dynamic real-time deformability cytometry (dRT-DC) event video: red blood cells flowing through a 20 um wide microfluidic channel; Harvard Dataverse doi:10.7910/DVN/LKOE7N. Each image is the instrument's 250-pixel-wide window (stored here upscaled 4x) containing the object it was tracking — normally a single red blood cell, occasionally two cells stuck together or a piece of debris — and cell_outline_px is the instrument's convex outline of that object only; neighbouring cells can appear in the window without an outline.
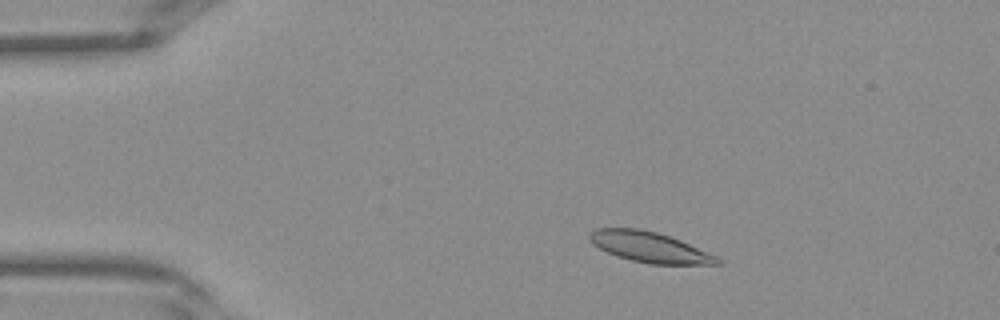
{"species": "Egyptian fruit bat (a non-hibernating species)", "species_latin": "Rousettus aegyptiacus", "temperature_condition": "warm", "stored_images_in_passage": 38, "camera_frame_rate_fps": 3000, "um_per_image_px": 0.085, "frame": {"image": 1, "passage_image": 5, "time_ms": 1.333, "image_size_px": [1000, 320], "cell_outline_px": [[724, 264], [648, 264], [616, 256], [592, 244], [588, 240], [588, 232], [596, 228], [640, 228], [656, 232], [680, 240], [716, 256], [724, 260]], "centroid_in_image_um": [55.19, 21.0], "position_along_channel_um": 29.8, "area_um2": 22.72}}
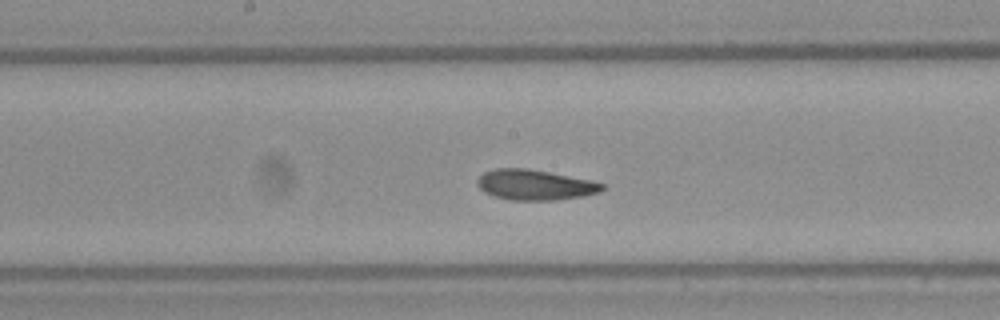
{"frame": {"image": 2, "passage_image": 19, "time_ms": 6.0, "image_size_px": [1000, 320], "cell_outline_px": [[604, 188], [600, 192], [584, 196], [556, 200], [512, 200], [496, 196], [484, 192], [476, 184], [476, 180], [484, 172], [496, 168], [524, 168], [548, 172], [592, 180], [604, 184]], "centroid_in_image_um": [45.47, 15.71], "position_along_channel_um": 202.7, "area_um2": 22.02}}
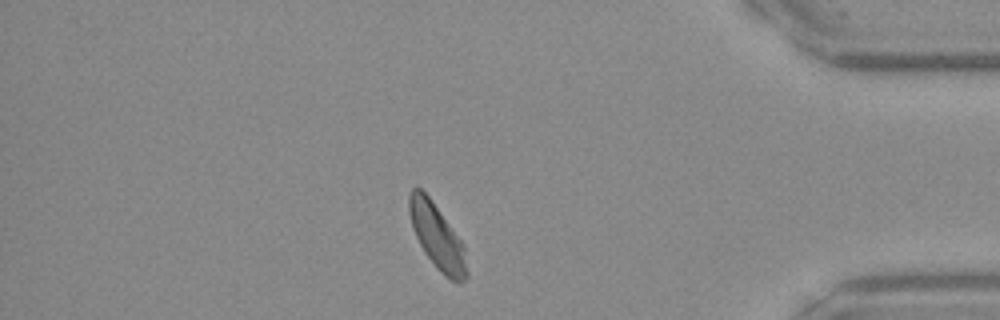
{"frame": {"image": 3, "passage_image": 33, "time_ms": 10.667, "image_size_px": [1000, 320], "cell_outline_px": [[468, 280], [460, 284], [456, 284], [444, 276], [436, 268], [424, 252], [412, 228], [408, 212], [408, 196], [412, 188], [420, 188], [428, 196], [460, 240], [464, 248], [468, 272]], "centroid_in_image_um": [37.15, 20.19], "position_along_channel_um": 398.0, "area_um2": 21.73}}